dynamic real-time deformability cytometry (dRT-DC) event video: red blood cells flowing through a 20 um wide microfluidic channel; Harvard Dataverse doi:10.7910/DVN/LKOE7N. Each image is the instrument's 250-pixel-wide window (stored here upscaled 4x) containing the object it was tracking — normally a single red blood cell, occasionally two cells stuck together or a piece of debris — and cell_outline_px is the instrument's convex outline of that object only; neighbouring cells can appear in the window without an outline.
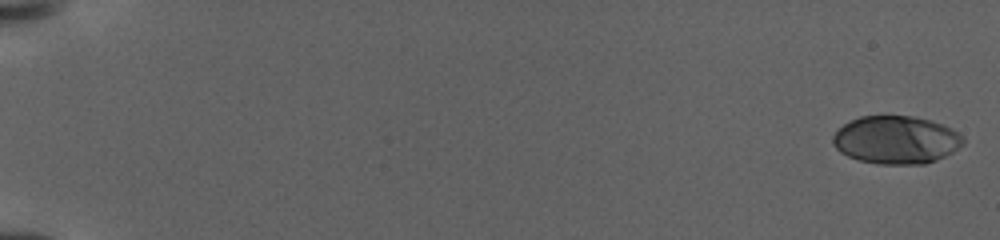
{"species": "human", "species_latin": "Homo sapiens", "temperature_condition": "warm", "stored_images_in_passage": 52, "camera_frame_rate_fps": 3000, "um_per_image_px": 0.085, "donor": {"sex": "female"}, "frame": {"image": 1, "passage_image": 1, "time_ms": 0.0, "image_size_px": [1000, 240], "cell_outline_px": [[964, 144], [952, 152], [936, 160], [924, 164], [876, 164], [860, 160], [848, 156], [840, 152], [832, 144], [832, 136], [844, 124], [860, 116], [916, 116], [944, 124], [952, 128], [964, 136]], "centroid_in_image_um": [76.19, 11.89], "position_along_channel_um": 8.8, "area_um2": 36.59}}
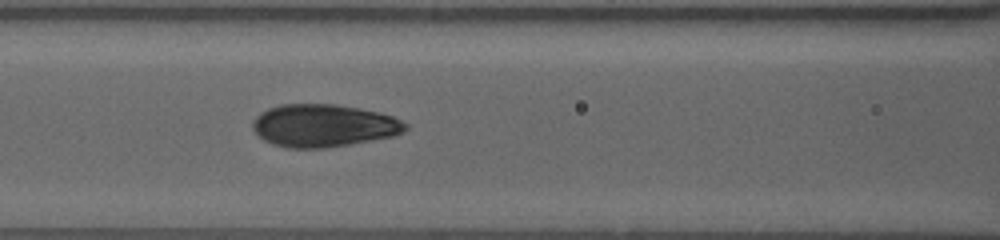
{"frame": {"image": 2, "passage_image": 24, "time_ms": 11.333, "image_size_px": [1000, 240], "cell_outline_px": [[408, 128], [404, 132], [392, 136], [348, 144], [324, 148], [288, 148], [272, 144], [264, 140], [252, 128], [252, 124], [256, 116], [260, 112], [268, 108], [280, 104], [336, 104], [360, 108], [380, 112], [392, 116], [408, 124]], "centroid_in_image_um": [27.49, 10.66], "position_along_channel_um": 139.1, "area_um2": 37.97}}
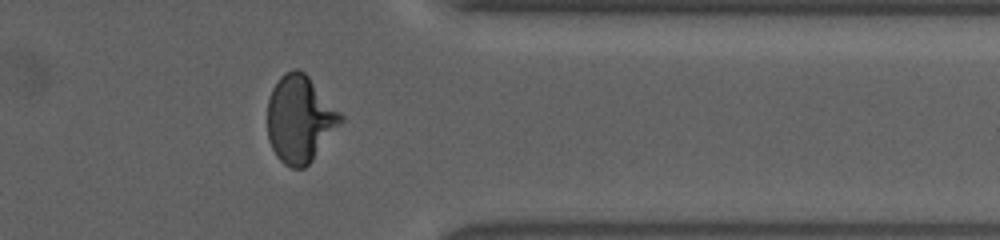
{"frame": {"image": 3, "passage_image": 43, "time_ms": 20.0, "image_size_px": [1000, 240], "cell_outline_px": [[344, 120], [312, 160], [304, 168], [292, 168], [284, 164], [276, 156], [268, 140], [268, 100], [272, 88], [280, 76], [284, 72], [292, 68], [296, 68], [304, 72], [308, 76], [344, 116]], "centroid_in_image_um": [25.48, 10.11], "position_along_channel_um": 385.9, "area_um2": 37.05}, "authors_computed_cell_mechanics": {"area_um2": 36.8186, "velocity_mm_per_s": 2.9142, "shape_relaxation_time_tau1_ms": 6.6552, "shape_relaxation_time_tau2_ms": null, "deformation_change_tau1": 0.2238, "deformation_change_tau2": null}}